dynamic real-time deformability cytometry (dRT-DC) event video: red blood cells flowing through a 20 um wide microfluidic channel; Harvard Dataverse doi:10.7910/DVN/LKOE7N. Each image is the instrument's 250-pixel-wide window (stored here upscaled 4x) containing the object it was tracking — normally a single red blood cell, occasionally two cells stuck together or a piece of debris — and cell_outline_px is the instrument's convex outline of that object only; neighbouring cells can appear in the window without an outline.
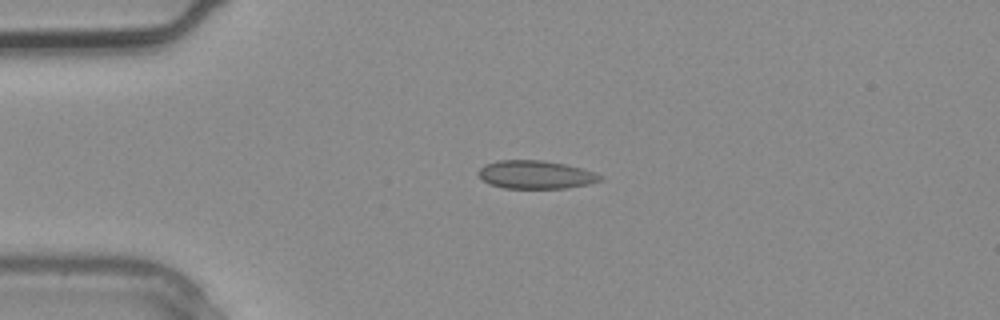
{"species": "common noctule bat (a hibernating species)", "species_latin": "Nyctalus noctula", "temperature_condition": "warm", "stored_images_in_passage": 2, "camera_frame_rate_fps": 3000, "um_per_image_px": 0.085, "animal": {"sex": "male", "body_mass_g": 20.4}, "frame": {"image": 1, "passage_image": 1, "time_ms": 0.0, "image_size_px": [1000, 320], "cell_outline_px": [[604, 180], [588, 184], [564, 188], [504, 188], [488, 184], [476, 172], [484, 164], [496, 160], [544, 160], [564, 164], [596, 172], [604, 176]], "centroid_in_image_um": [45.53, 14.84], "position_along_channel_um": 39.5, "area_um2": 20.17}}
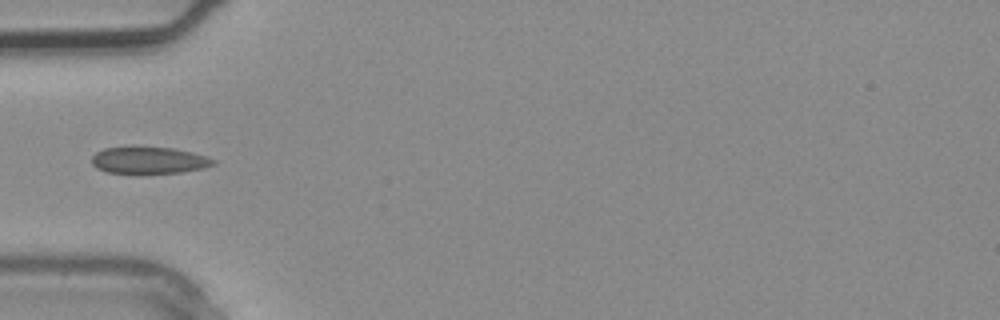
{"frame": {"image": 2, "passage_image": 2, "time_ms": 0.333, "image_size_px": [1000, 320], "cell_outline_px": [[216, 164], [204, 168], [180, 172], [108, 172], [96, 168], [92, 164], [92, 156], [96, 152], [104, 148], [172, 148], [192, 152], [208, 156], [216, 160]], "centroid_in_image_um": [12.71, 13.62], "position_along_channel_um": 72.3, "area_um2": 18.44}}